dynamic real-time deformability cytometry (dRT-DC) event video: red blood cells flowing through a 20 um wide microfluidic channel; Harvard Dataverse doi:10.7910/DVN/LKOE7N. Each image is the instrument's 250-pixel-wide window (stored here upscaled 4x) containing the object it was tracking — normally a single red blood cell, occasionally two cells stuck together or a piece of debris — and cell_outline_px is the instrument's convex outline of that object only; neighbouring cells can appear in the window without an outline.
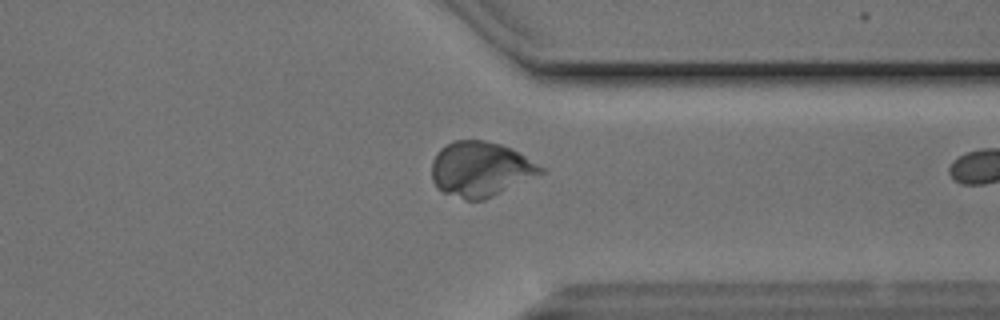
{"species": "Egyptian fruit bat (a non-hibernating species)", "species_latin": "Rousettus aegyptiacus", "temperature_condition": "cold", "stored_images_in_passage": 10, "camera_frame_rate_fps": 3000, "um_per_image_px": 0.085, "animal": {"sex": "male"}, "frame": {"image": 1, "passage_image": 10, "time_ms": 3.0, "image_size_px": [1000, 320], "cell_outline_px": [[544, 172], [484, 200], [464, 200], [444, 192], [436, 188], [432, 180], [432, 160], [436, 152], [440, 148], [452, 140], [484, 140], [500, 144], [512, 148], [544, 168]], "centroid_in_image_um": [40.8, 14.37], "position_along_channel_um": 370.6, "area_um2": 34.85}}